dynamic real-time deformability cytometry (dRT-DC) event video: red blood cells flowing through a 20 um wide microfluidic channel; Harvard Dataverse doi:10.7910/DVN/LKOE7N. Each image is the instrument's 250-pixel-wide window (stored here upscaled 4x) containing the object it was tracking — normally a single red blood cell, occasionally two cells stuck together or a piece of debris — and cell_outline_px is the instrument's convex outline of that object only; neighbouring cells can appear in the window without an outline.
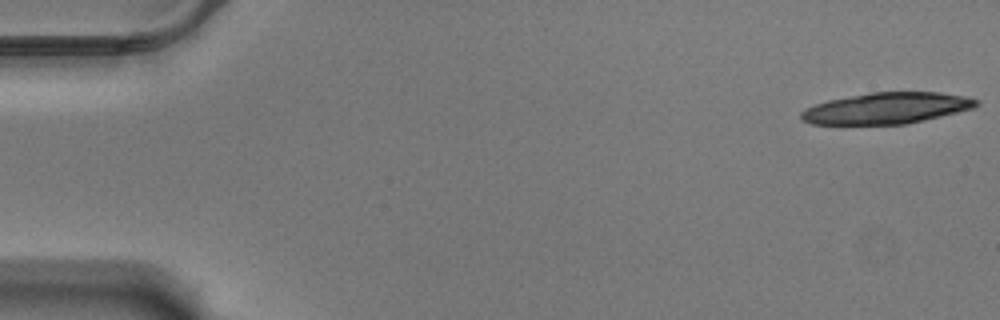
{"species": "Egyptian fruit bat (a non-hibernating species)", "species_latin": "Rousettus aegyptiacus", "temperature_condition": "warm", "stored_images_in_passage": 17, "camera_frame_rate_fps": 3000, "um_per_image_px": 0.085, "animal": {"sex": "male"}, "frame": {"image": 1, "passage_image": 1, "time_ms": 0.0, "image_size_px": [1000, 320], "cell_outline_px": [[980, 104], [972, 108], [908, 124], [812, 124], [800, 120], [800, 112], [804, 108], [828, 100], [872, 92], [940, 92], [964, 96], [980, 100]], "centroid_in_image_um": [75.34, 9.2], "position_along_channel_um": 9.7, "area_um2": 31.79}}